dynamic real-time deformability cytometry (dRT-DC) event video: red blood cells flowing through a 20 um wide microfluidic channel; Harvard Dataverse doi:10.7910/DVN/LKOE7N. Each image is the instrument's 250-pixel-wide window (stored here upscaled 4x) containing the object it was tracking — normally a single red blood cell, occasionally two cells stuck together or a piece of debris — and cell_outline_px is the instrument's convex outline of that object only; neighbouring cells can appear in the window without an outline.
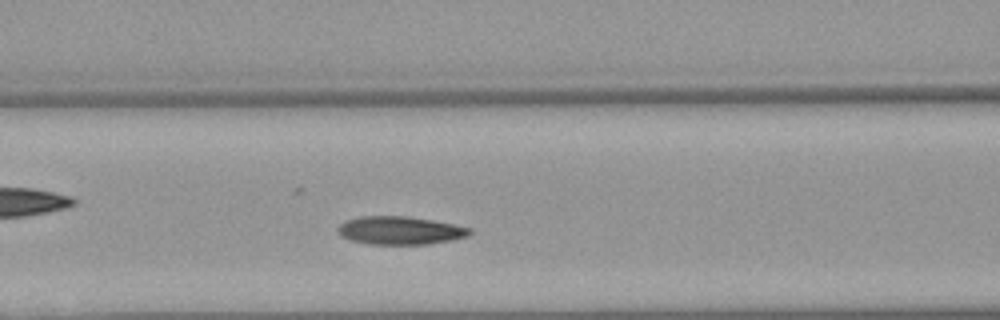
{"species": "Egyptian fruit bat (a non-hibernating species)", "species_latin": "Rousettus aegyptiacus", "temperature_condition": "warm", "stored_images_in_passage": 29, "camera_frame_rate_fps": 3000, "um_per_image_px": 0.085, "animal": {"sex": "female"}, "frame": {"image": 1, "passage_image": 8, "time_ms": 2.333, "image_size_px": [1000, 320], "cell_outline_px": [[472, 232], [468, 236], [452, 240], [428, 244], [368, 244], [352, 240], [340, 236], [336, 228], [344, 220], [360, 216], [408, 216], [432, 220], [472, 228]], "centroid_in_image_um": [33.98, 19.58], "position_along_channel_um": 132.6, "area_um2": 21.73}}
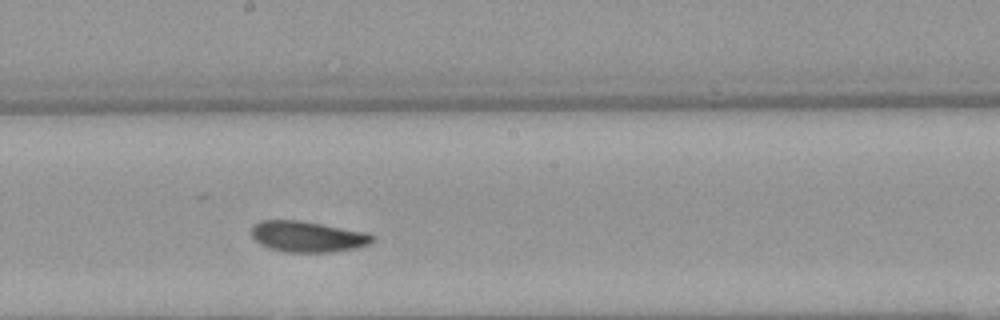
{"frame": {"image": 2, "passage_image": 15, "time_ms": 4.667, "image_size_px": [1000, 320], "cell_outline_px": [[376, 240], [368, 244], [356, 248], [328, 252], [288, 252], [268, 248], [260, 244], [252, 236], [252, 228], [260, 220], [300, 220], [368, 232], [376, 236]], "centroid_in_image_um": [26.19, 20.1], "position_along_channel_um": 222.0, "area_um2": 21.85}}
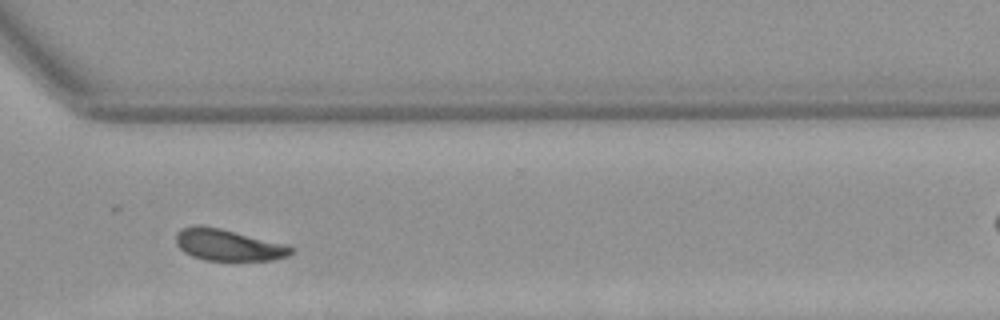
{"frame": {"image": 3, "passage_image": 25, "time_ms": 8.0, "image_size_px": [1000, 320], "cell_outline_px": [[292, 252], [288, 256], [272, 260], [204, 260], [192, 256], [184, 252], [176, 244], [176, 232], [184, 228], [196, 224], [200, 224], [220, 228], [288, 244], [292, 248]], "centroid_in_image_um": [19.39, 20.81], "position_along_channel_um": 351.2, "area_um2": 21.21}}